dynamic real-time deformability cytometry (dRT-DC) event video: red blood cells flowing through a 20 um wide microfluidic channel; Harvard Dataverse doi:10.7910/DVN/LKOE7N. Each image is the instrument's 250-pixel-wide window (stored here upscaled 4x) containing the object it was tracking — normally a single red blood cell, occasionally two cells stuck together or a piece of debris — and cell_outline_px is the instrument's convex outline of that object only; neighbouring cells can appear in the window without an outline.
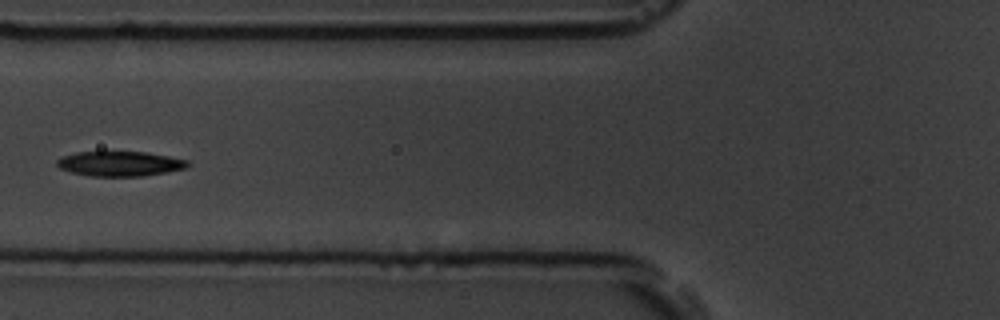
{"species": "common noctule bat (a hibernating species)", "species_latin": "Nyctalus noctula", "temperature_condition": "room temperature", "stored_images_in_passage": 9, "camera_frame_rate_fps": 3000, "um_per_image_px": 0.085, "animal": {"sex": "male", "body_mass_g": 19.5, "forearm_length_mm": 54.6}, "frame": {"image": 1, "passage_image": 4, "time_ms": 3.667, "image_size_px": [1000, 320], "cell_outline_px": [[192, 164], [188, 168], [168, 172], [144, 176], [88, 176], [72, 172], [60, 168], [56, 164], [56, 160], [64, 156], [76, 152], [144, 152], [168, 156], [188, 160]], "centroid_in_image_um": [10.24, 13.92], "position_along_channel_um": 115.6, "area_um2": 19.02}}
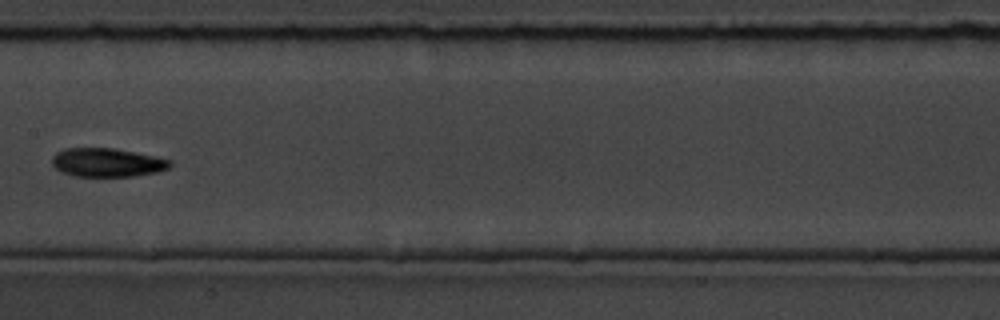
{"frame": {"image": 2, "passage_image": 6, "time_ms": 6.0, "image_size_px": [1000, 320], "cell_outline_px": [[172, 164], [168, 168], [156, 172], [132, 176], [72, 176], [60, 172], [52, 164], [52, 156], [56, 152], [64, 148], [116, 148], [156, 156], [172, 160]], "centroid_in_image_um": [9.09, 13.8], "position_along_channel_um": 198.3, "area_um2": 19.88}}
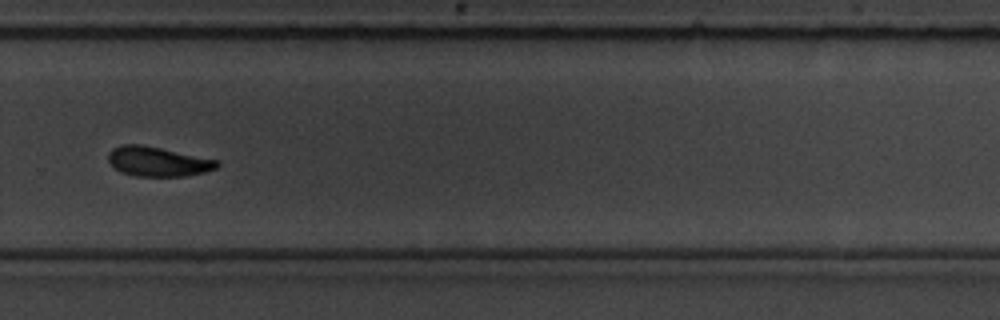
{"frame": {"image": 3, "passage_image": 9, "time_ms": 9.333, "image_size_px": [1000, 320], "cell_outline_px": [[220, 164], [216, 168], [204, 172], [184, 176], [136, 176], [120, 172], [108, 160], [108, 152], [112, 148], [124, 144], [140, 144], [220, 160]], "centroid_in_image_um": [13.42, 13.73], "position_along_channel_um": 316.4, "area_um2": 18.73}}